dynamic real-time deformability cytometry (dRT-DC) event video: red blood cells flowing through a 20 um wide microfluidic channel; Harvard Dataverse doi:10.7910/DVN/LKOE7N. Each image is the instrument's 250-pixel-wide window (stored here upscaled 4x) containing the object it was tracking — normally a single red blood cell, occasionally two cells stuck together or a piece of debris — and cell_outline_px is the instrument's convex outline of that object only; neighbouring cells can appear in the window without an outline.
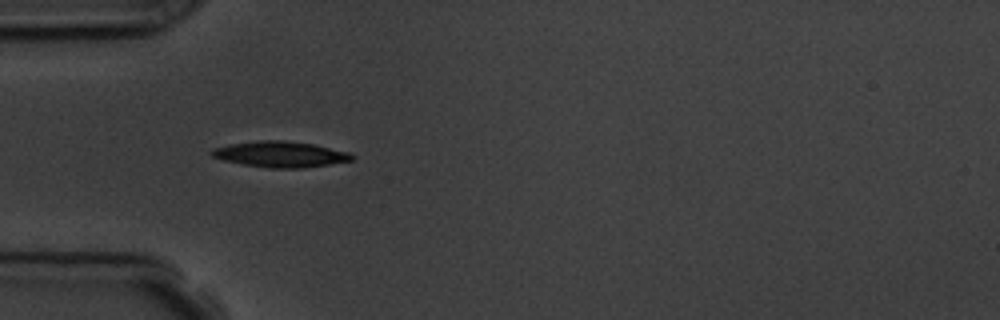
{"species": "common noctule bat (a hibernating species)", "species_latin": "Nyctalus noctula", "temperature_condition": "room temperature", "stored_images_in_passage": 6, "camera_frame_rate_fps": 3000, "um_per_image_px": 0.085, "animal": {"sex": "male", "body_mass_g": 19.5, "forearm_length_mm": 54.6}, "frame": {"image": 1, "passage_image": 5, "time_ms": 5.667, "image_size_px": [1000, 320], "cell_outline_px": [[356, 156], [352, 160], [304, 168], [268, 168], [244, 164], [224, 160], [212, 156], [208, 152], [212, 148], [228, 144], [260, 140], [280, 140], [312, 144], [348, 152]], "centroid_in_image_um": [23.79, 13.11], "position_along_channel_um": 61.2, "area_um2": 20.98}}